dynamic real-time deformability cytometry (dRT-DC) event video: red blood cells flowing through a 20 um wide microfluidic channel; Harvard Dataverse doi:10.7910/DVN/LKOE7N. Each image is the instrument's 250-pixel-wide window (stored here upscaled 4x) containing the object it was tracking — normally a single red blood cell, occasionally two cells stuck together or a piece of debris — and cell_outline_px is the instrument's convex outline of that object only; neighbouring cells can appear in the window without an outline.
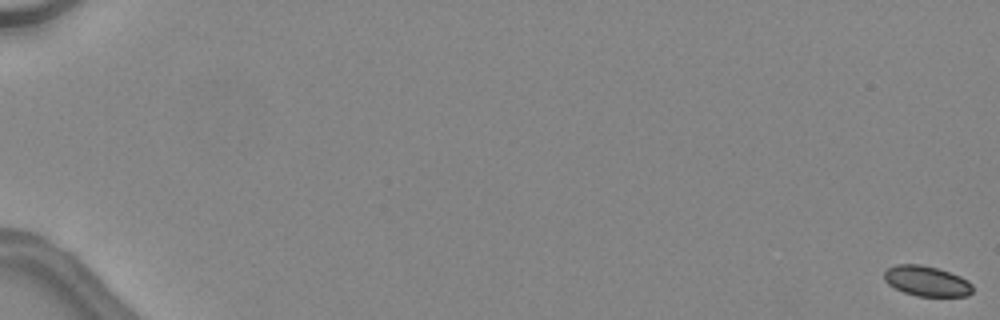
{"species": "common noctule bat (a hibernating species)", "species_latin": "Nyctalus noctula", "temperature_condition": "warm", "stored_images_in_passage": 50, "camera_frame_rate_fps": 3000, "um_per_image_px": 0.085, "animal": {"sex": "female", "body_mass_g": 24.6, "forearm_length_mm": 56.2}, "frame": {"image": 1, "passage_image": 1, "time_ms": 0.0, "image_size_px": [1000, 320], "cell_outline_px": [[972, 292], [968, 296], [916, 296], [904, 292], [888, 284], [884, 280], [884, 272], [888, 268], [896, 264], [920, 264], [936, 268], [960, 276], [968, 280], [972, 284]], "centroid_in_image_um": [78.76, 23.89], "position_along_channel_um": 6.2, "area_um2": 15.55}}
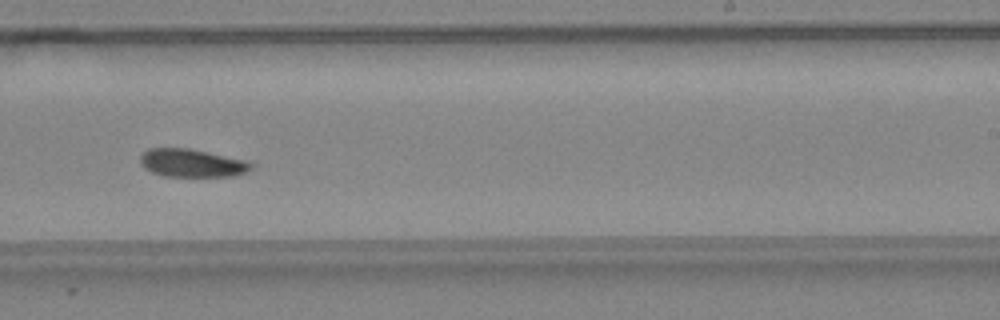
{"frame": {"image": 2, "passage_image": 34, "time_ms": 11.0, "image_size_px": [1000, 320], "cell_outline_px": [[256, 164], [248, 172], [236, 176], [164, 176], [152, 172], [144, 168], [140, 164], [140, 156], [148, 148], [188, 148], [244, 160]], "centroid_in_image_um": [16.32, 13.86], "position_along_channel_um": 272.7, "area_um2": 18.15}}
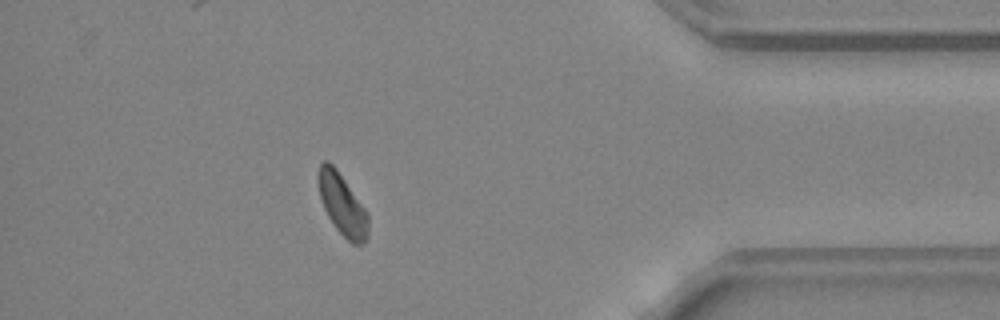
{"frame": {"image": 3, "passage_image": 45, "time_ms": 14.667, "image_size_px": [1000, 320], "cell_outline_px": [[368, 236], [364, 244], [352, 244], [336, 228], [328, 216], [320, 200], [316, 180], [316, 172], [320, 164], [324, 160], [328, 160], [336, 168], [368, 212]], "centroid_in_image_um": [29.07, 17.35], "position_along_channel_um": 406.1, "area_um2": 18.15}, "authors_computed_cell_mechanics": {"area_um2": 17.6001, "velocity_mm_per_s": 4.4953, "shape_relaxation_time_tau1_ms": 5.6732, "shape_relaxation_time_tau2_ms": 6.8225, "deformation_change_tau1": 0.1022, "deformation_change_tau2": 0.1545}}